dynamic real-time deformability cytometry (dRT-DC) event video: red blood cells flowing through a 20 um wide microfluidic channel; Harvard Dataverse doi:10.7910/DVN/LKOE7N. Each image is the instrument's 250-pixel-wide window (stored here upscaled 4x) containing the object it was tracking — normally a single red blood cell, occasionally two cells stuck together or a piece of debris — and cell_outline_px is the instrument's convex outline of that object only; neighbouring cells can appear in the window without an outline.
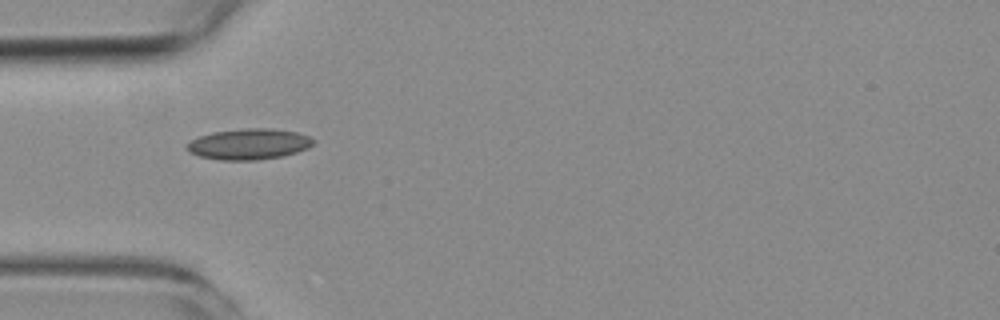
{"species": "common noctule bat (a hibernating species)", "species_latin": "Nyctalus noctula", "temperature_condition": "room temperature", "stored_images_in_passage": 5, "camera_frame_rate_fps": 3000, "um_per_image_px": 0.085, "animal": {"sex": "female", "body_mass_g": 19.3, "forearm_length_mm": 54.1}, "frame": {"image": 1, "passage_image": 4, "time_ms": 4.333, "image_size_px": [1000, 320], "cell_outline_px": [[316, 140], [308, 148], [284, 156], [256, 160], [220, 160], [200, 156], [192, 152], [188, 148], [188, 144], [192, 140], [200, 136], [212, 132], [248, 128], [272, 128], [296, 132], [308, 136]], "centroid_in_image_um": [21.21, 12.24], "position_along_channel_um": 63.8, "area_um2": 22.48}}
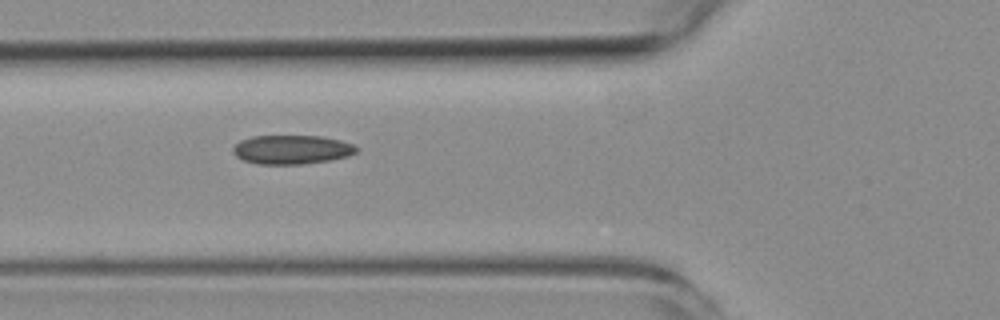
{"frame": {"image": 2, "passage_image": 5, "time_ms": 5.333, "image_size_px": [1000, 320], "cell_outline_px": [[360, 148], [356, 152], [348, 156], [328, 160], [304, 164], [256, 164], [244, 160], [236, 156], [232, 152], [232, 148], [240, 140], [252, 136], [320, 136], [340, 140], [352, 144]], "centroid_in_image_um": [24.78, 12.71], "position_along_channel_um": 101.0, "area_um2": 20.87}}